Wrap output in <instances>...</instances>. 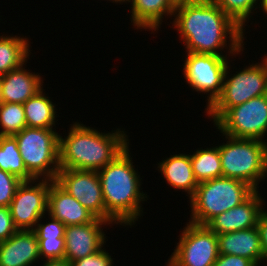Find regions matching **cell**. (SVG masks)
<instances>
[{"mask_svg": "<svg viewBox=\"0 0 267 266\" xmlns=\"http://www.w3.org/2000/svg\"><path fill=\"white\" fill-rule=\"evenodd\" d=\"M173 16L172 24L179 31L187 52L227 57L221 51L227 47V38L228 53L235 55L243 51L244 29L213 0L177 2Z\"/></svg>", "mask_w": 267, "mask_h": 266, "instance_id": "obj_1", "label": "cell"}, {"mask_svg": "<svg viewBox=\"0 0 267 266\" xmlns=\"http://www.w3.org/2000/svg\"><path fill=\"white\" fill-rule=\"evenodd\" d=\"M129 152L127 146L98 171L106 207V221L111 224L133 225L143 213L141 202L148 197L140 191V175L134 168Z\"/></svg>", "mask_w": 267, "mask_h": 266, "instance_id": "obj_2", "label": "cell"}, {"mask_svg": "<svg viewBox=\"0 0 267 266\" xmlns=\"http://www.w3.org/2000/svg\"><path fill=\"white\" fill-rule=\"evenodd\" d=\"M113 131L100 133L76 121L65 139L59 136V167L98 172L129 146L125 131Z\"/></svg>", "mask_w": 267, "mask_h": 266, "instance_id": "obj_3", "label": "cell"}, {"mask_svg": "<svg viewBox=\"0 0 267 266\" xmlns=\"http://www.w3.org/2000/svg\"><path fill=\"white\" fill-rule=\"evenodd\" d=\"M255 191L244 181L224 176L200 182L190 198L189 222L207 225L220 213L242 204Z\"/></svg>", "mask_w": 267, "mask_h": 266, "instance_id": "obj_4", "label": "cell"}, {"mask_svg": "<svg viewBox=\"0 0 267 266\" xmlns=\"http://www.w3.org/2000/svg\"><path fill=\"white\" fill-rule=\"evenodd\" d=\"M223 136L228 139L218 146L223 176L244 181L257 191L267 177V142Z\"/></svg>", "mask_w": 267, "mask_h": 266, "instance_id": "obj_5", "label": "cell"}, {"mask_svg": "<svg viewBox=\"0 0 267 266\" xmlns=\"http://www.w3.org/2000/svg\"><path fill=\"white\" fill-rule=\"evenodd\" d=\"M59 136L53 129L34 127L14 135L24 165L35 179H56L60 170Z\"/></svg>", "mask_w": 267, "mask_h": 266, "instance_id": "obj_6", "label": "cell"}, {"mask_svg": "<svg viewBox=\"0 0 267 266\" xmlns=\"http://www.w3.org/2000/svg\"><path fill=\"white\" fill-rule=\"evenodd\" d=\"M261 62L246 66L231 78L228 76L230 68L227 65L221 95L209 108H205L214 123L229 108L267 94V63L264 58Z\"/></svg>", "mask_w": 267, "mask_h": 266, "instance_id": "obj_7", "label": "cell"}, {"mask_svg": "<svg viewBox=\"0 0 267 266\" xmlns=\"http://www.w3.org/2000/svg\"><path fill=\"white\" fill-rule=\"evenodd\" d=\"M214 124L223 135L266 141L267 94L229 108Z\"/></svg>", "mask_w": 267, "mask_h": 266, "instance_id": "obj_8", "label": "cell"}, {"mask_svg": "<svg viewBox=\"0 0 267 266\" xmlns=\"http://www.w3.org/2000/svg\"><path fill=\"white\" fill-rule=\"evenodd\" d=\"M167 266H213L219 255L217 234L206 225L187 223Z\"/></svg>", "mask_w": 267, "mask_h": 266, "instance_id": "obj_9", "label": "cell"}, {"mask_svg": "<svg viewBox=\"0 0 267 266\" xmlns=\"http://www.w3.org/2000/svg\"><path fill=\"white\" fill-rule=\"evenodd\" d=\"M186 57L184 78L196 92L209 93L206 105L209 108L221 95L228 59L215 54L193 52H187Z\"/></svg>", "mask_w": 267, "mask_h": 266, "instance_id": "obj_10", "label": "cell"}, {"mask_svg": "<svg viewBox=\"0 0 267 266\" xmlns=\"http://www.w3.org/2000/svg\"><path fill=\"white\" fill-rule=\"evenodd\" d=\"M39 179L22 181L9 206L14 225L18 230H34L47 212L48 191L53 180ZM33 184H35L33 186Z\"/></svg>", "mask_w": 267, "mask_h": 266, "instance_id": "obj_11", "label": "cell"}, {"mask_svg": "<svg viewBox=\"0 0 267 266\" xmlns=\"http://www.w3.org/2000/svg\"><path fill=\"white\" fill-rule=\"evenodd\" d=\"M55 181L97 218L106 220V207L97 171L60 168Z\"/></svg>", "mask_w": 267, "mask_h": 266, "instance_id": "obj_12", "label": "cell"}, {"mask_svg": "<svg viewBox=\"0 0 267 266\" xmlns=\"http://www.w3.org/2000/svg\"><path fill=\"white\" fill-rule=\"evenodd\" d=\"M111 223L96 218L93 222L82 225H69L65 228V259L69 262L93 255L105 244L103 225Z\"/></svg>", "mask_w": 267, "mask_h": 266, "instance_id": "obj_13", "label": "cell"}, {"mask_svg": "<svg viewBox=\"0 0 267 266\" xmlns=\"http://www.w3.org/2000/svg\"><path fill=\"white\" fill-rule=\"evenodd\" d=\"M263 201L257 190L242 204L220 213L206 226L217 235L256 227L265 211Z\"/></svg>", "mask_w": 267, "mask_h": 266, "instance_id": "obj_14", "label": "cell"}, {"mask_svg": "<svg viewBox=\"0 0 267 266\" xmlns=\"http://www.w3.org/2000/svg\"><path fill=\"white\" fill-rule=\"evenodd\" d=\"M47 213L65 226L82 225L97 218L55 180L51 182L48 191Z\"/></svg>", "mask_w": 267, "mask_h": 266, "instance_id": "obj_15", "label": "cell"}, {"mask_svg": "<svg viewBox=\"0 0 267 266\" xmlns=\"http://www.w3.org/2000/svg\"><path fill=\"white\" fill-rule=\"evenodd\" d=\"M38 259V238L34 230H18L0 242V266H30Z\"/></svg>", "mask_w": 267, "mask_h": 266, "instance_id": "obj_16", "label": "cell"}, {"mask_svg": "<svg viewBox=\"0 0 267 266\" xmlns=\"http://www.w3.org/2000/svg\"><path fill=\"white\" fill-rule=\"evenodd\" d=\"M39 74L28 72L23 65L2 75L1 96L4 103L24 104L43 89Z\"/></svg>", "mask_w": 267, "mask_h": 266, "instance_id": "obj_17", "label": "cell"}, {"mask_svg": "<svg viewBox=\"0 0 267 266\" xmlns=\"http://www.w3.org/2000/svg\"><path fill=\"white\" fill-rule=\"evenodd\" d=\"M219 254L235 255L262 263L263 251L257 227L217 235Z\"/></svg>", "mask_w": 267, "mask_h": 266, "instance_id": "obj_18", "label": "cell"}, {"mask_svg": "<svg viewBox=\"0 0 267 266\" xmlns=\"http://www.w3.org/2000/svg\"><path fill=\"white\" fill-rule=\"evenodd\" d=\"M131 2V22L137 29L156 31L164 16L174 14L175 0H128Z\"/></svg>", "mask_w": 267, "mask_h": 266, "instance_id": "obj_19", "label": "cell"}, {"mask_svg": "<svg viewBox=\"0 0 267 266\" xmlns=\"http://www.w3.org/2000/svg\"><path fill=\"white\" fill-rule=\"evenodd\" d=\"M158 167L164 179L174 189L187 192L189 199L194 195L198 182L195 178L189 154H175L162 162Z\"/></svg>", "mask_w": 267, "mask_h": 266, "instance_id": "obj_20", "label": "cell"}, {"mask_svg": "<svg viewBox=\"0 0 267 266\" xmlns=\"http://www.w3.org/2000/svg\"><path fill=\"white\" fill-rule=\"evenodd\" d=\"M45 96L43 89L29 98L23 105L27 127L54 129L56 105Z\"/></svg>", "mask_w": 267, "mask_h": 266, "instance_id": "obj_21", "label": "cell"}, {"mask_svg": "<svg viewBox=\"0 0 267 266\" xmlns=\"http://www.w3.org/2000/svg\"><path fill=\"white\" fill-rule=\"evenodd\" d=\"M29 41L20 36H0V75L7 74L27 62Z\"/></svg>", "mask_w": 267, "mask_h": 266, "instance_id": "obj_22", "label": "cell"}, {"mask_svg": "<svg viewBox=\"0 0 267 266\" xmlns=\"http://www.w3.org/2000/svg\"><path fill=\"white\" fill-rule=\"evenodd\" d=\"M190 160L198 183L223 176L218 146L198 149L190 155Z\"/></svg>", "mask_w": 267, "mask_h": 266, "instance_id": "obj_23", "label": "cell"}, {"mask_svg": "<svg viewBox=\"0 0 267 266\" xmlns=\"http://www.w3.org/2000/svg\"><path fill=\"white\" fill-rule=\"evenodd\" d=\"M0 169L22 181L35 179L26 169L14 136H0Z\"/></svg>", "mask_w": 267, "mask_h": 266, "instance_id": "obj_24", "label": "cell"}, {"mask_svg": "<svg viewBox=\"0 0 267 266\" xmlns=\"http://www.w3.org/2000/svg\"><path fill=\"white\" fill-rule=\"evenodd\" d=\"M27 127L21 103L0 104V136H14Z\"/></svg>", "mask_w": 267, "mask_h": 266, "instance_id": "obj_25", "label": "cell"}, {"mask_svg": "<svg viewBox=\"0 0 267 266\" xmlns=\"http://www.w3.org/2000/svg\"><path fill=\"white\" fill-rule=\"evenodd\" d=\"M225 14L231 17L240 27L245 28L252 11L256 10L260 0H213ZM256 7V8H255ZM255 8V9H253Z\"/></svg>", "mask_w": 267, "mask_h": 266, "instance_id": "obj_26", "label": "cell"}, {"mask_svg": "<svg viewBox=\"0 0 267 266\" xmlns=\"http://www.w3.org/2000/svg\"><path fill=\"white\" fill-rule=\"evenodd\" d=\"M22 182L14 174L0 169V206L9 207L18 185Z\"/></svg>", "mask_w": 267, "mask_h": 266, "instance_id": "obj_27", "label": "cell"}, {"mask_svg": "<svg viewBox=\"0 0 267 266\" xmlns=\"http://www.w3.org/2000/svg\"><path fill=\"white\" fill-rule=\"evenodd\" d=\"M38 247L42 259H65V238L56 240L38 239Z\"/></svg>", "mask_w": 267, "mask_h": 266, "instance_id": "obj_28", "label": "cell"}, {"mask_svg": "<svg viewBox=\"0 0 267 266\" xmlns=\"http://www.w3.org/2000/svg\"><path fill=\"white\" fill-rule=\"evenodd\" d=\"M49 223H42L41 219L36 224L34 231L38 239L56 240L58 238H64L66 226L61 223L58 219H54L52 216Z\"/></svg>", "mask_w": 267, "mask_h": 266, "instance_id": "obj_29", "label": "cell"}, {"mask_svg": "<svg viewBox=\"0 0 267 266\" xmlns=\"http://www.w3.org/2000/svg\"><path fill=\"white\" fill-rule=\"evenodd\" d=\"M103 249L101 248L93 255L72 261L70 264L71 266H113V259L105 248Z\"/></svg>", "mask_w": 267, "mask_h": 266, "instance_id": "obj_30", "label": "cell"}, {"mask_svg": "<svg viewBox=\"0 0 267 266\" xmlns=\"http://www.w3.org/2000/svg\"><path fill=\"white\" fill-rule=\"evenodd\" d=\"M18 229L14 225L9 207L0 206V242L9 239Z\"/></svg>", "mask_w": 267, "mask_h": 266, "instance_id": "obj_31", "label": "cell"}, {"mask_svg": "<svg viewBox=\"0 0 267 266\" xmlns=\"http://www.w3.org/2000/svg\"><path fill=\"white\" fill-rule=\"evenodd\" d=\"M250 259L235 255L219 254L213 266H251Z\"/></svg>", "mask_w": 267, "mask_h": 266, "instance_id": "obj_32", "label": "cell"}, {"mask_svg": "<svg viewBox=\"0 0 267 266\" xmlns=\"http://www.w3.org/2000/svg\"><path fill=\"white\" fill-rule=\"evenodd\" d=\"M256 227L259 231L261 247H262V251H263L262 261H264V260L267 261V210H265L261 214Z\"/></svg>", "mask_w": 267, "mask_h": 266, "instance_id": "obj_33", "label": "cell"}, {"mask_svg": "<svg viewBox=\"0 0 267 266\" xmlns=\"http://www.w3.org/2000/svg\"><path fill=\"white\" fill-rule=\"evenodd\" d=\"M42 266H71V264L66 259H53L45 260Z\"/></svg>", "mask_w": 267, "mask_h": 266, "instance_id": "obj_34", "label": "cell"}, {"mask_svg": "<svg viewBox=\"0 0 267 266\" xmlns=\"http://www.w3.org/2000/svg\"><path fill=\"white\" fill-rule=\"evenodd\" d=\"M259 6H261L263 13L267 14V0H260Z\"/></svg>", "mask_w": 267, "mask_h": 266, "instance_id": "obj_35", "label": "cell"}, {"mask_svg": "<svg viewBox=\"0 0 267 266\" xmlns=\"http://www.w3.org/2000/svg\"><path fill=\"white\" fill-rule=\"evenodd\" d=\"M111 1H113V2H116V3H126V2H128V0H111Z\"/></svg>", "mask_w": 267, "mask_h": 266, "instance_id": "obj_36", "label": "cell"}, {"mask_svg": "<svg viewBox=\"0 0 267 266\" xmlns=\"http://www.w3.org/2000/svg\"><path fill=\"white\" fill-rule=\"evenodd\" d=\"M1 81H2V75H0V104L2 103V96H1Z\"/></svg>", "mask_w": 267, "mask_h": 266, "instance_id": "obj_37", "label": "cell"}, {"mask_svg": "<svg viewBox=\"0 0 267 266\" xmlns=\"http://www.w3.org/2000/svg\"><path fill=\"white\" fill-rule=\"evenodd\" d=\"M260 266V262H258V263H253L251 266Z\"/></svg>", "mask_w": 267, "mask_h": 266, "instance_id": "obj_38", "label": "cell"}, {"mask_svg": "<svg viewBox=\"0 0 267 266\" xmlns=\"http://www.w3.org/2000/svg\"><path fill=\"white\" fill-rule=\"evenodd\" d=\"M176 2H181V1H194V0H175Z\"/></svg>", "mask_w": 267, "mask_h": 266, "instance_id": "obj_39", "label": "cell"}]
</instances>
